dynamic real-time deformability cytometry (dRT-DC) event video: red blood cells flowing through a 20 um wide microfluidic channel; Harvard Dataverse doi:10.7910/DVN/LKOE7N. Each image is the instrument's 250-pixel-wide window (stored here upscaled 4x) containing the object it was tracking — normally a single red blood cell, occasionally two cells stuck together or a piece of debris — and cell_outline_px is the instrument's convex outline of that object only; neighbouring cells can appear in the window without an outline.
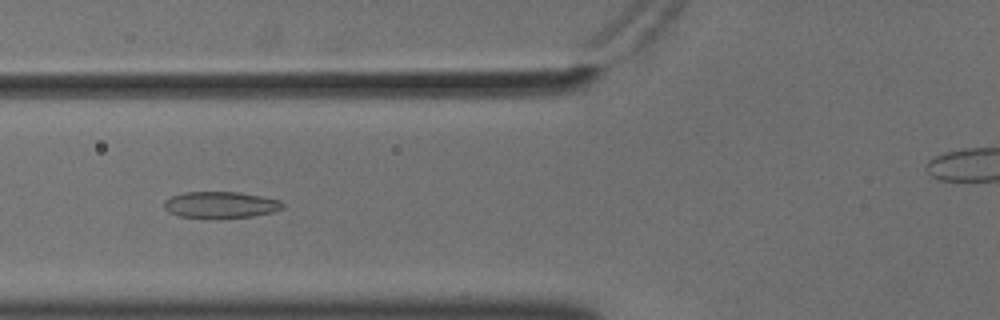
{"species": "common noctule bat (a hibernating species)", "species_latin": "Nyctalus noctula", "temperature_condition": "cold", "stored_images_in_passage": 51, "camera_frame_rate_fps": 3000, "um_per_image_px": 0.085, "animal": {"sex": "male", "body_mass_g": 18.8}, "frame": {"image": 1, "passage_image": 22, "time_ms": 7.0, "image_size_px": [1000, 320], "cell_outline_px": [[284, 208], [272, 212], [252, 216], [204, 220], [180, 216], [168, 212], [164, 208], [164, 200], [172, 196], [184, 192], [240, 192], [280, 200], [284, 204]], "centroid_in_image_um": [18.71, 17.43], "position_along_channel_um": 107.1, "area_um2": 18.73}}
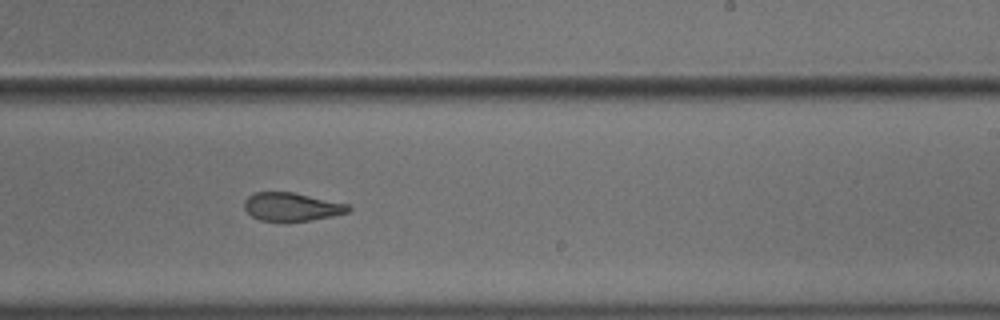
{"frame": {"image": 2, "passage_image": 35, "time_ms": 11.333, "image_size_px": [1000, 320], "cell_outline_px": [[352, 208], [348, 212], [332, 216], [312, 220], [284, 224], [260, 220], [252, 216], [244, 208], [244, 200], [248, 196], [256, 192], [292, 192], [352, 204]], "centroid_in_image_um": [24.82, 17.61], "position_along_channel_um": 264.2, "area_um2": 17.86}}
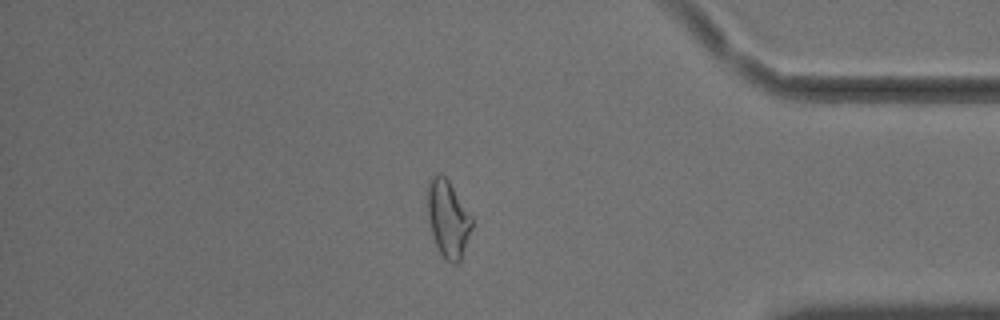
{"frame": {"image": 3, "passage_image": 48, "time_ms": 15.667, "image_size_px": [1000, 320], "cell_outline_px": [[472, 228], [460, 260], [456, 264], [452, 264], [440, 252], [436, 244], [432, 232], [428, 216], [428, 180], [432, 176], [444, 176], [448, 180], [472, 216]], "centroid_in_image_um": [38.09, 18.59], "position_along_channel_um": 397.1, "area_um2": 19.36}}